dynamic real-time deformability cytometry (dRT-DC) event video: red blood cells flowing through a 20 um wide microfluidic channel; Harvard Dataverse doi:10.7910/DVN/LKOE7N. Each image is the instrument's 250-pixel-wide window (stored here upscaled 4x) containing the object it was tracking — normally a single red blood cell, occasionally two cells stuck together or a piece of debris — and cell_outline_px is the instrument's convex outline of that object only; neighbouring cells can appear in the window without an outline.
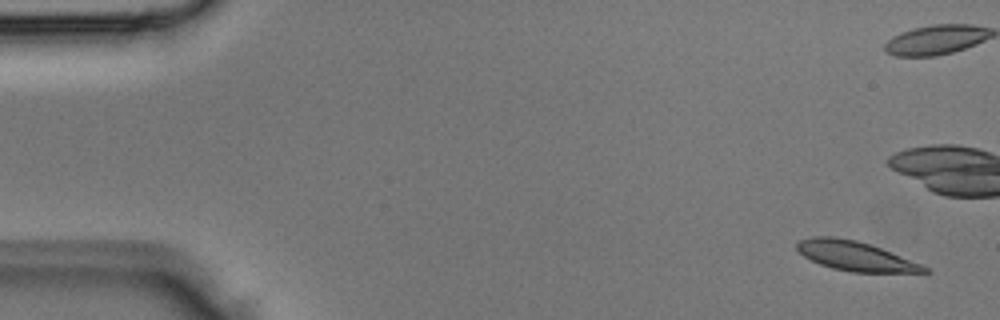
{"species": "Egyptian fruit bat (a non-hibernating species)", "species_latin": "Rousettus aegyptiacus", "temperature_condition": "room temperature", "stored_images_in_passage": 5, "camera_frame_rate_fps": 3000, "um_per_image_px": 0.085, "animal": {"sex": "male"}, "frame": {"image": 1, "passage_image": 1, "time_ms": 0.0, "image_size_px": [1000, 320], "cell_outline_px": [[932, 272], [852, 272], [832, 268], [820, 264], [804, 256], [796, 248], [796, 244], [800, 240], [812, 236], [836, 236], [856, 240], [880, 248], [920, 264], [928, 268]], "centroid_in_image_um": [72.65, 21.75], "position_along_channel_um": 12.3, "area_um2": 21.5}}
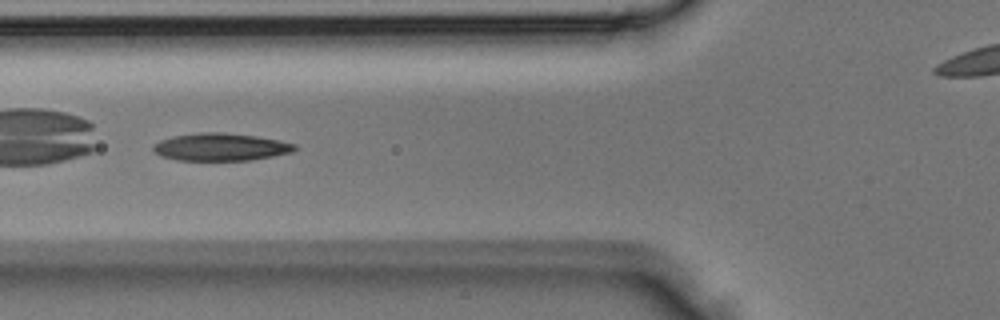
{"frame": {"image": 2, "passage_image": 5, "time_ms": 1.333, "image_size_px": [1000, 320], "cell_outline_px": [[296, 148], [292, 152], [272, 156], [248, 160], [176, 160], [160, 156], [152, 152], [152, 148], [160, 140], [172, 136], [200, 132], [220, 132], [256, 136], [280, 140], [296, 144]], "centroid_in_image_um": [18.72, 12.49], "position_along_channel_um": 107.1, "area_um2": 22.72}}